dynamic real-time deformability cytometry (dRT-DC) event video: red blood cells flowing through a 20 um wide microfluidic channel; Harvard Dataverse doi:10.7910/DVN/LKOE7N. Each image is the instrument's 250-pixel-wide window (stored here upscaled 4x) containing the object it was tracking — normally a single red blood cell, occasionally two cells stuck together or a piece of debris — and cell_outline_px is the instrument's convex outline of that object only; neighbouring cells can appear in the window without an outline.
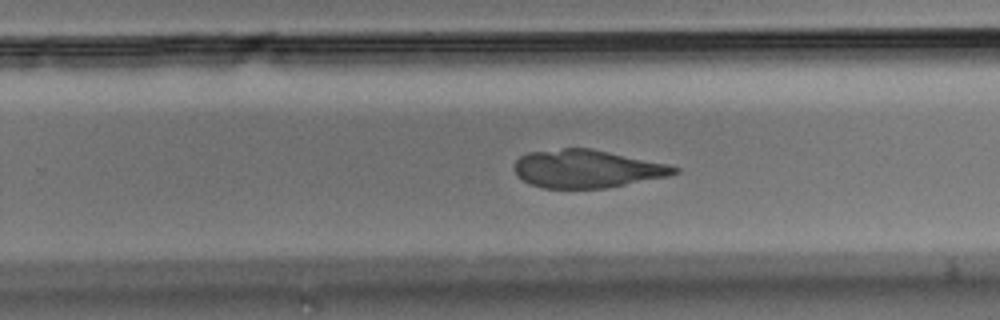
{"species": "Egyptian fruit bat (a non-hibernating species)", "species_latin": "Rousettus aegyptiacus", "temperature_condition": "room temperature", "stored_images_in_passage": 41, "camera_frame_rate_fps": 3000, "um_per_image_px": 0.085, "animal": {"sex": "male"}, "frame": {"image": 1, "passage_image": 27, "time_ms": 8.667, "image_size_px": [1000, 320], "cell_outline_px": [[680, 172], [668, 176], [608, 188], [544, 188], [532, 184], [524, 180], [512, 168], [516, 160], [520, 156], [528, 152], [564, 148], [588, 148], [668, 164], [680, 168]], "centroid_in_image_um": [49.89, 14.35], "position_along_channel_um": 279.9, "area_um2": 35.2}}
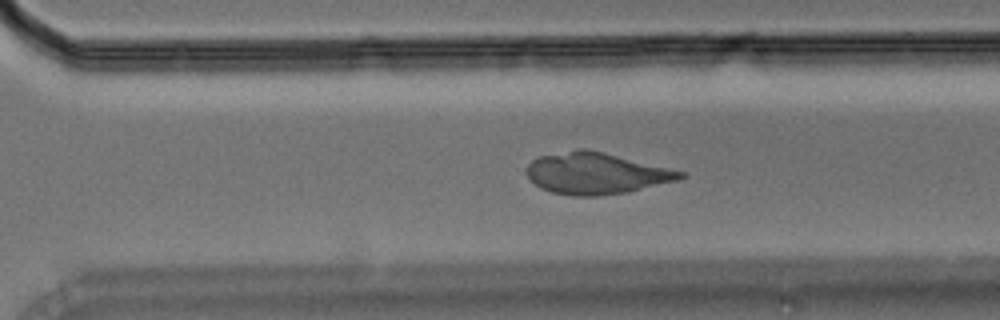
{"frame": {"image": 2, "passage_image": 30, "time_ms": 9.667, "image_size_px": [1000, 320], "cell_outline_px": [[684, 176], [680, 180], [624, 192], [596, 196], [572, 196], [552, 192], [540, 188], [528, 176], [528, 164], [532, 160], [540, 156], [580, 148], [588, 148], [684, 172]], "centroid_in_image_um": [50.65, 14.73], "position_along_channel_um": 319.9, "area_um2": 36.65}}